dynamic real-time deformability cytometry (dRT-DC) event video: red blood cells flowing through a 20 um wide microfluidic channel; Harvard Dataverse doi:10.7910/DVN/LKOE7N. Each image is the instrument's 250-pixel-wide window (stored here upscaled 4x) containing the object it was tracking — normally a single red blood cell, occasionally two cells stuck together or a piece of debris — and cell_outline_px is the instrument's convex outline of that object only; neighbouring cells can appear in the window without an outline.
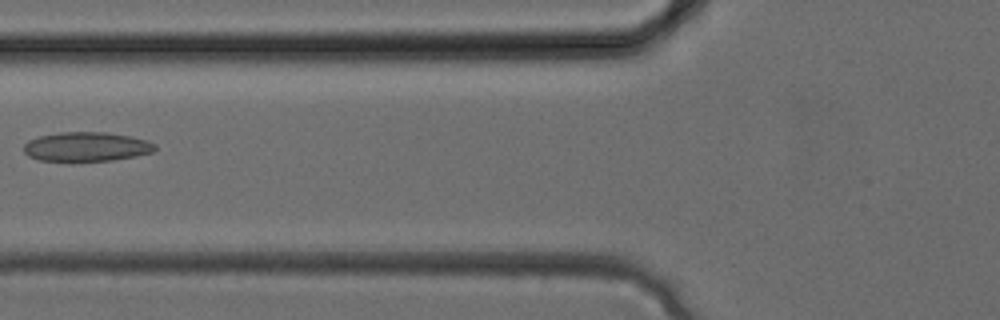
{"species": "common noctule bat (a hibernating species)", "species_latin": "Nyctalus noctula", "temperature_condition": "cold", "stored_images_in_passage": 25, "camera_frame_rate_fps": 3000, "um_per_image_px": 0.085, "animal": {"sex": "female", "body_mass_g": 24.6, "forearm_length_mm": 56.2}, "frame": {"image": 1, "passage_image": 5, "time_ms": 1.333, "image_size_px": [1000, 320], "cell_outline_px": [[156, 148], [152, 152], [136, 156], [112, 160], [40, 160], [28, 156], [24, 152], [24, 144], [28, 140], [40, 136], [60, 132], [104, 132], [132, 136], [148, 140], [156, 144]], "centroid_in_image_um": [7.37, 12.45], "position_along_channel_um": 118.4, "area_um2": 22.25}}
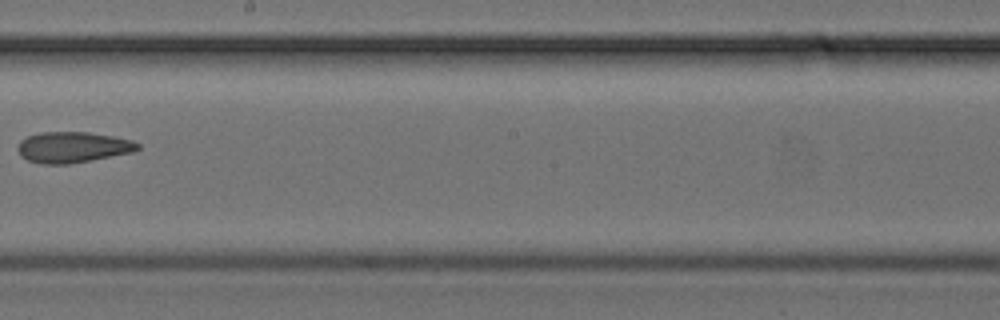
{"frame": {"image": 2, "passage_image": 11, "time_ms": 3.333, "image_size_px": [1000, 320], "cell_outline_px": [[140, 148], [132, 152], [68, 164], [40, 164], [28, 160], [20, 156], [16, 148], [20, 140], [28, 136], [40, 132], [88, 132], [112, 136], [132, 140], [140, 144]], "centroid_in_image_um": [6.14, 12.51], "position_along_channel_um": 242.1, "area_um2": 21.56}}
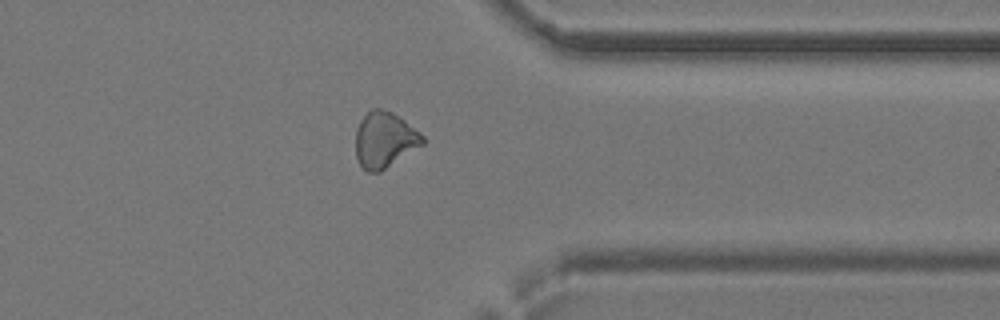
{"frame": {"image": 3, "passage_image": 18, "time_ms": 5.667, "image_size_px": [1000, 320], "cell_outline_px": [[424, 144], [380, 172], [368, 172], [360, 164], [356, 156], [356, 128], [360, 120], [372, 108], [380, 108], [392, 112], [404, 120], [420, 132], [424, 136]], "centroid_in_image_um": [32.69, 11.88], "position_along_channel_um": 378.7, "area_um2": 21.73}}